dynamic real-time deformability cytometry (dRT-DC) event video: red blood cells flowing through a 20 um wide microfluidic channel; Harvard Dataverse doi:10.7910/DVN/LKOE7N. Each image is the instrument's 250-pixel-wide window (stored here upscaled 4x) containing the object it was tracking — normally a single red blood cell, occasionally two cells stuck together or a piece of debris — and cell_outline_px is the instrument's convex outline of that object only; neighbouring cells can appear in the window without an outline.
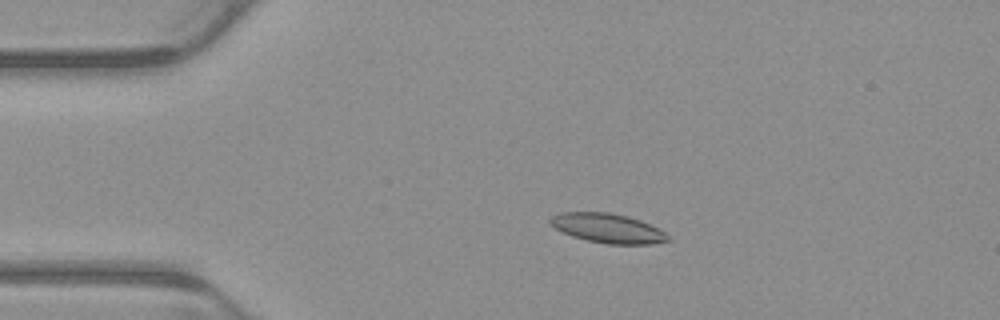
{"species": "common noctule bat (a hibernating species)", "species_latin": "Nyctalus noctula", "temperature_condition": "warm", "stored_images_in_passage": 4, "camera_frame_rate_fps": 3000, "um_per_image_px": 0.085, "animal": {"sex": "male", "body_mass_g": 23.1, "forearm_length_mm": 52.7}, "frame": {"image": 1, "passage_image": 3, "time_ms": 0.667, "image_size_px": [1000, 320], "cell_outline_px": [[672, 240], [652, 244], [608, 244], [588, 240], [572, 236], [556, 228], [548, 220], [552, 216], [560, 212], [612, 212], [628, 216], [640, 220], [664, 232]], "centroid_in_image_um": [51.66, 19.39], "position_along_channel_um": 33.3, "area_um2": 20.0}}